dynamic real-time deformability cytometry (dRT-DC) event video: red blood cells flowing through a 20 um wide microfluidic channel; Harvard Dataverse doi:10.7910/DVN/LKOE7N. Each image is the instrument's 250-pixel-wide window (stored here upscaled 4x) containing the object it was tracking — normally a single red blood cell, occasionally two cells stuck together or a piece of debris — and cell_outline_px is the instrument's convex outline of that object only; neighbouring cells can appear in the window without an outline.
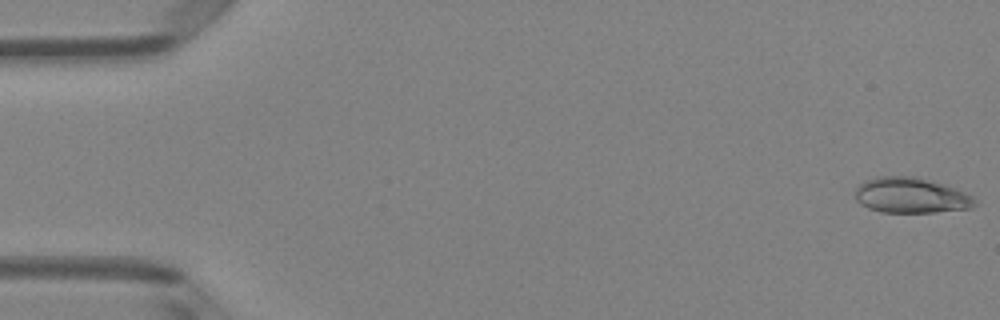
{"species": "Egyptian fruit bat (a non-hibernating species)", "species_latin": "Rousettus aegyptiacus", "temperature_condition": "room temperature", "stored_images_in_passage": 50, "camera_frame_rate_fps": 3000, "um_per_image_px": 0.085, "animal": {"sex": "female"}, "frame": {"image": 1, "passage_image": 1, "time_ms": 0.0, "image_size_px": [1000, 320], "cell_outline_px": [[976, 204], [972, 208], [936, 212], [880, 212], [868, 208], [860, 204], [856, 200], [856, 188], [860, 184], [876, 176], [916, 176], [964, 192], [972, 196], [976, 200]], "centroid_in_image_um": [77.41, 16.62], "position_along_channel_um": 7.6, "area_um2": 24.51}}
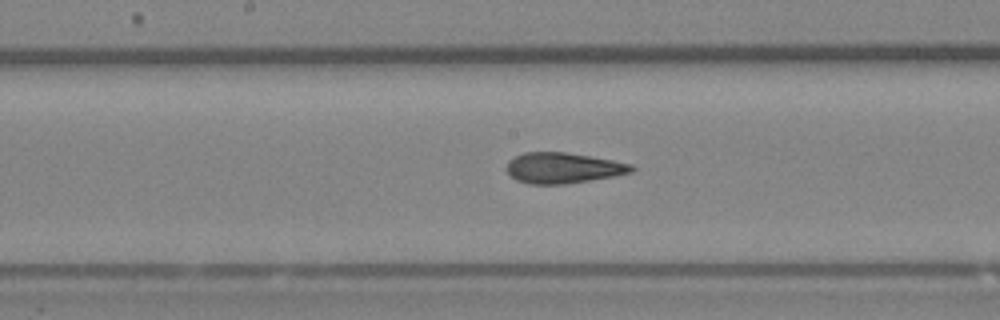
{"frame": {"image": 2, "passage_image": 26, "time_ms": 8.333, "image_size_px": [1000, 320], "cell_outline_px": [[636, 168], [632, 172], [612, 176], [564, 184], [528, 184], [516, 180], [504, 168], [508, 160], [524, 152], [564, 152], [612, 160], [632, 164]], "centroid_in_image_um": [47.81, 14.27], "position_along_channel_um": 200.4, "area_um2": 22.2}}
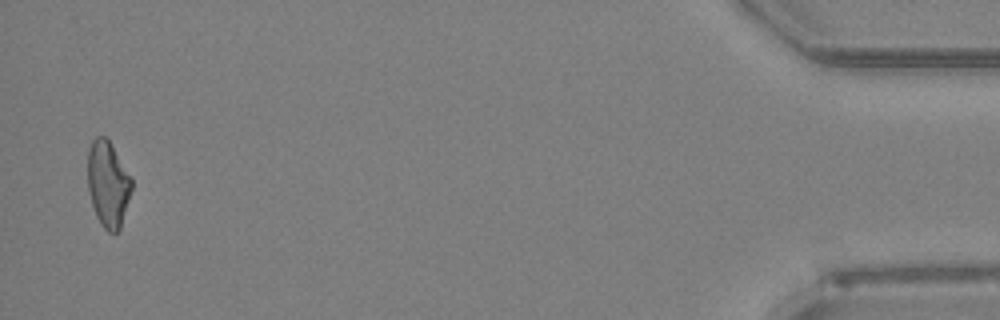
{"frame": {"image": 3, "passage_image": 49, "time_ms": 16.0, "image_size_px": [1000, 320], "cell_outline_px": [[132, 188], [120, 228], [116, 232], [108, 232], [100, 224], [96, 216], [92, 204], [88, 188], [88, 148], [92, 140], [96, 136], [104, 136], [108, 140], [132, 176]], "centroid_in_image_um": [9.18, 15.63], "position_along_channel_um": 426.0, "area_um2": 21.96}, "authors_computed_cell_mechanics": {"area_um2": 22.6287, "velocity_mm_per_s": 4.0787, "shape_relaxation_time_tau1_ms": null, "shape_relaxation_time_tau2_ms": 2.0095, "deformation_change_tau1": null, "deformation_change_tau2": 0.1041}}